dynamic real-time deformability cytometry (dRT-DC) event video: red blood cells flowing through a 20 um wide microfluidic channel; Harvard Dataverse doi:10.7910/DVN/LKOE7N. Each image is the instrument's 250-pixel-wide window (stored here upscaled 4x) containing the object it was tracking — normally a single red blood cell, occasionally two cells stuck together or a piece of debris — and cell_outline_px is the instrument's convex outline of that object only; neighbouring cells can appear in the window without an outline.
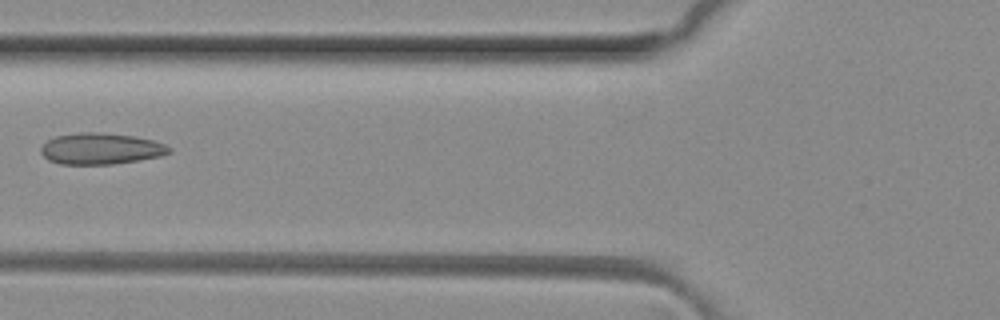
{"species": "common noctule bat (a hibernating species)", "species_latin": "Nyctalus noctula", "temperature_condition": "room temperature", "stored_images_in_passage": 7, "camera_frame_rate_fps": 3000, "um_per_image_px": 0.085, "animal": {"sex": "female", "body_mass_g": 29.2, "forearm_length_mm": 56.3}, "frame": {"image": 1, "passage_image": 6, "time_ms": 1.667, "image_size_px": [1000, 320], "cell_outline_px": [[172, 152], [160, 156], [112, 164], [60, 164], [48, 160], [40, 152], [40, 148], [48, 140], [56, 136], [80, 132], [96, 132], [136, 136], [152, 140], [164, 144], [172, 148]], "centroid_in_image_um": [8.56, 12.63], "position_along_channel_um": 117.2, "area_um2": 23.29}}
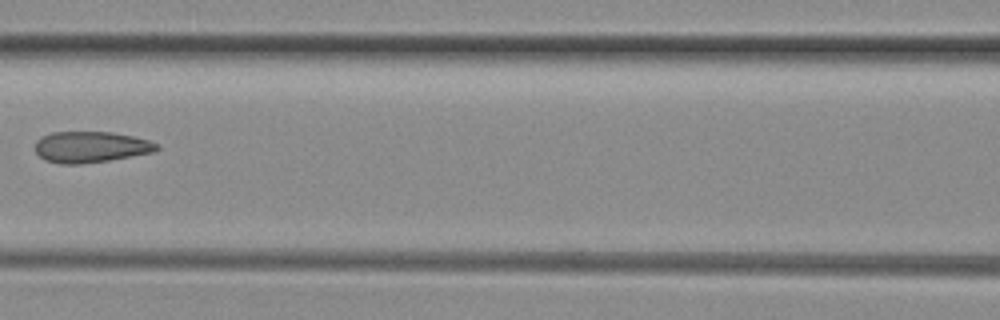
{"frame": {"image": 2, "passage_image": 7, "time_ms": 2.0, "image_size_px": [1000, 320], "cell_outline_px": [[160, 148], [152, 152], [108, 160], [80, 164], [60, 164], [44, 160], [36, 152], [36, 140], [52, 132], [112, 132], [132, 136], [148, 140], [160, 144]], "centroid_in_image_um": [7.71, 12.49], "position_along_channel_um": 158.9, "area_um2": 21.91}}